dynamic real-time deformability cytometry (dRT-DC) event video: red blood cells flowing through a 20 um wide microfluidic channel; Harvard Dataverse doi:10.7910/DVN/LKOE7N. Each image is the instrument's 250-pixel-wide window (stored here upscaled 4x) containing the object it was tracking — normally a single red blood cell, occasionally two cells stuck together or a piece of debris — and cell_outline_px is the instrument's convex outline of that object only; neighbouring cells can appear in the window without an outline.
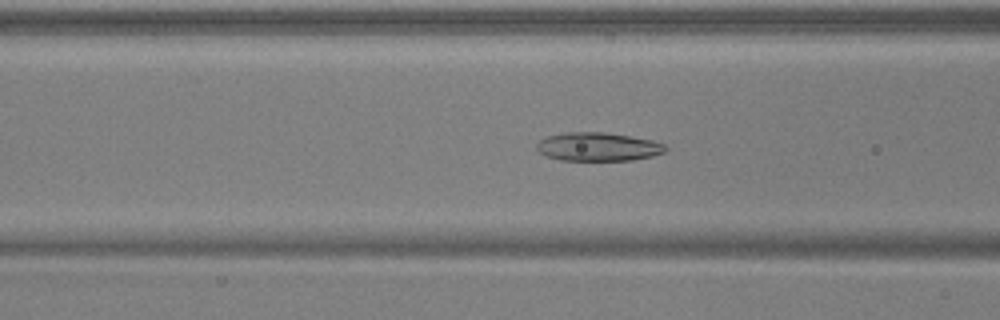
{"species": "common noctule bat (a hibernating species)", "species_latin": "Nyctalus noctula", "temperature_condition": "warm", "stored_images_in_passage": 38, "camera_frame_rate_fps": 3000, "um_per_image_px": 0.085, "animal": {"sex": "male", "body_mass_g": 17.9, "forearm_length_mm": 54.2}, "frame": {"image": 1, "passage_image": 7, "time_ms": 2.0, "image_size_px": [1000, 320], "cell_outline_px": [[668, 148], [664, 152], [652, 156], [632, 160], [560, 160], [544, 156], [536, 148], [536, 144], [540, 140], [548, 136], [568, 132], [604, 132], [652, 140], [664, 144]], "centroid_in_image_um": [50.82, 12.48], "position_along_channel_um": 115.8, "area_um2": 21.33}}
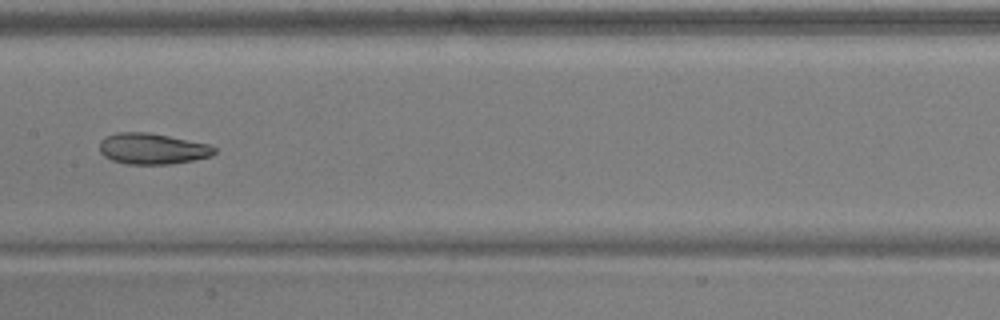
{"frame": {"image": 2, "passage_image": 13, "time_ms": 4.0, "image_size_px": [1000, 320], "cell_outline_px": [[216, 152], [212, 156], [196, 160], [172, 164], [124, 164], [112, 160], [104, 156], [100, 152], [100, 140], [104, 136], [116, 132], [148, 132], [208, 144], [216, 148]], "centroid_in_image_um": [12.94, 12.64], "position_along_channel_um": 194.5, "area_um2": 20.92}}
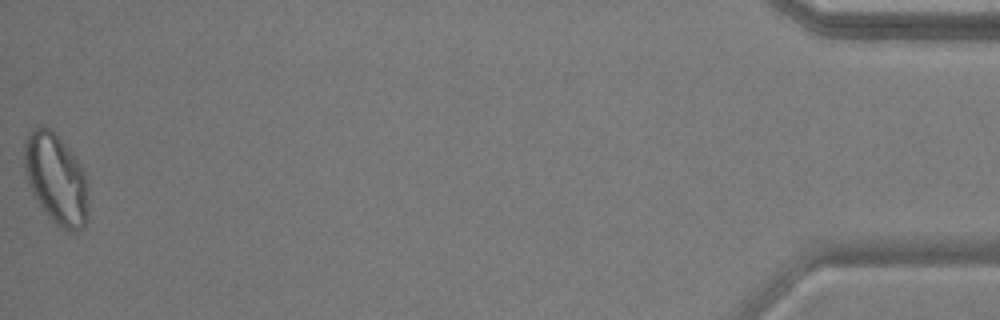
{"frame": {"image": 3, "passage_image": 38, "time_ms": 12.333, "image_size_px": [1000, 320], "cell_outline_px": [[88, 220], [76, 232], [64, 228], [56, 224], [52, 220], [40, 204], [32, 192], [24, 168], [24, 144], [28, 136], [36, 128], [48, 128], [60, 140], [80, 164], [84, 172], [88, 184]], "centroid_in_image_um": [4.8, 15.25], "position_along_channel_um": 430.4, "area_um2": 32.89}, "authors_computed_cell_mechanics": {"area_um2": 22.2241, "velocity_mm_per_s": 3.9257, "shape_relaxation_time_tau1_ms": 8.6909, "shape_relaxation_time_tau2_ms": 2.2985, "deformation_change_tau1": 0.2054, "deformation_change_tau2": 0.0703}}